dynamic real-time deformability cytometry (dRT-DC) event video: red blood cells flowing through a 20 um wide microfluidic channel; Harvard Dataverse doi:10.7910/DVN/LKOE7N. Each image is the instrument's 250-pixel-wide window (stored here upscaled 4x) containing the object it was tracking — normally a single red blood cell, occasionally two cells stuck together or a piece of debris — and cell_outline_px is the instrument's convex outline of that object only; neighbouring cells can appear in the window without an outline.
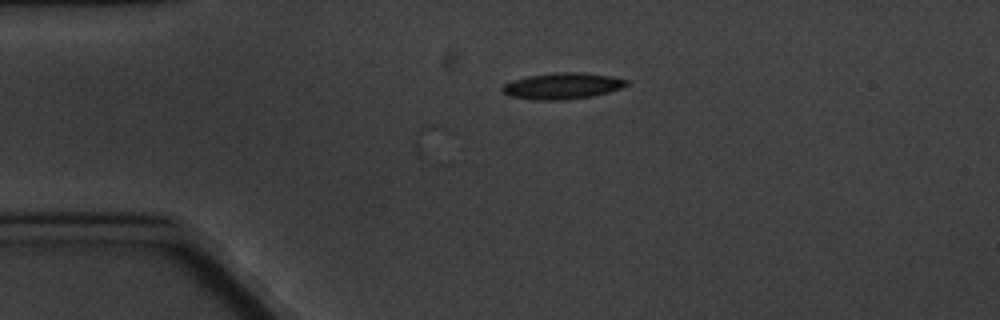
{"species": "common noctule bat (a hibernating species)", "species_latin": "Nyctalus noctula", "temperature_condition": "cold", "stored_images_in_passage": 2, "camera_frame_rate_fps": 3000, "um_per_image_px": 0.085, "animal": {"sex": "male", "body_mass_g": 20.1, "forearm_length_mm": 53.5}, "frame": {"image": 1, "passage_image": 1, "time_ms": 0.0, "image_size_px": [1000, 320], "cell_outline_px": [[628, 84], [620, 88], [608, 92], [592, 96], [564, 100], [532, 100], [508, 96], [500, 92], [500, 88], [504, 84], [512, 80], [528, 76], [556, 72], [580, 72], [612, 76], [628, 80]], "centroid_in_image_um": [47.74, 7.31], "position_along_channel_um": 37.3, "area_um2": 19.19}}